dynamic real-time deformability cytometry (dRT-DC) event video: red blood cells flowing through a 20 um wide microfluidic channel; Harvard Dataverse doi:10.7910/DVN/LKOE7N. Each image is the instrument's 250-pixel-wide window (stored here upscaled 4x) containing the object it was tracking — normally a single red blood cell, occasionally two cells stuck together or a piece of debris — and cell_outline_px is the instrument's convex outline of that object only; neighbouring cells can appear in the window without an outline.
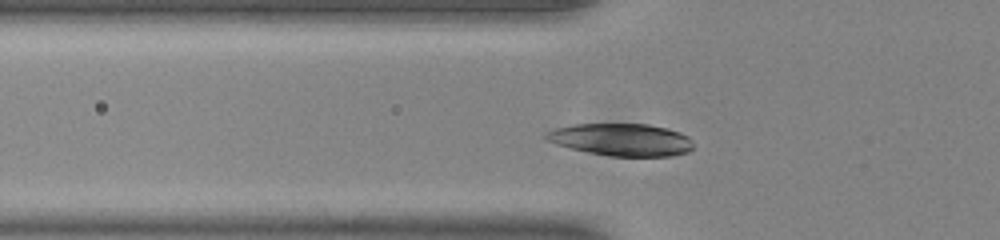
{"species": "common noctule bat (a hibernating species)", "species_latin": "Nyctalus noctula", "temperature_condition": "room temperature", "stored_images_in_passage": 46, "camera_frame_rate_fps": 3000, "um_per_image_px": 0.085, "animal": {"sex": "male", "body_mass_g": 20.0, "forearm_length_mm": 53.3}, "frame": {"image": 1, "passage_image": 10, "time_ms": 3.0, "image_size_px": [1000, 240], "cell_outline_px": [[692, 148], [688, 152], [672, 156], [608, 156], [588, 152], [556, 144], [548, 140], [544, 136], [544, 132], [556, 128], [572, 124], [648, 124], [680, 132], [688, 136], [692, 140]], "centroid_in_image_um": [52.82, 11.87], "position_along_channel_um": 73.0, "area_um2": 27.69}}
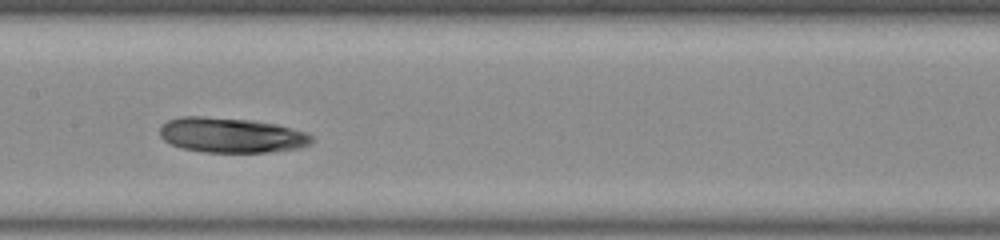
{"frame": {"image": 2, "passage_image": 19, "time_ms": 6.0, "image_size_px": [1000, 240], "cell_outline_px": [[312, 140], [308, 144], [300, 148], [268, 152], [204, 152], [180, 148], [164, 140], [160, 136], [160, 128], [168, 120], [180, 116], [204, 116], [252, 120], [276, 124], [304, 132], [312, 136]], "centroid_in_image_um": [19.62, 11.49], "position_along_channel_um": 187.8, "area_um2": 30.92}}
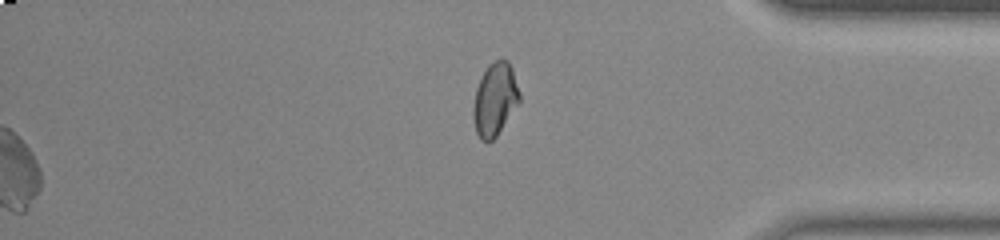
{"frame": {"image": 3, "passage_image": 46, "time_ms": 15.0, "image_size_px": [1000, 240], "cell_outline_px": [[520, 100], [496, 136], [488, 144], [480, 140], [476, 132], [472, 116], [472, 108], [476, 88], [488, 64], [496, 60], [508, 60], [512, 68], [520, 92]], "centroid_in_image_um": [42.04, 8.46], "position_along_channel_um": 393.2, "area_um2": 19.59}}